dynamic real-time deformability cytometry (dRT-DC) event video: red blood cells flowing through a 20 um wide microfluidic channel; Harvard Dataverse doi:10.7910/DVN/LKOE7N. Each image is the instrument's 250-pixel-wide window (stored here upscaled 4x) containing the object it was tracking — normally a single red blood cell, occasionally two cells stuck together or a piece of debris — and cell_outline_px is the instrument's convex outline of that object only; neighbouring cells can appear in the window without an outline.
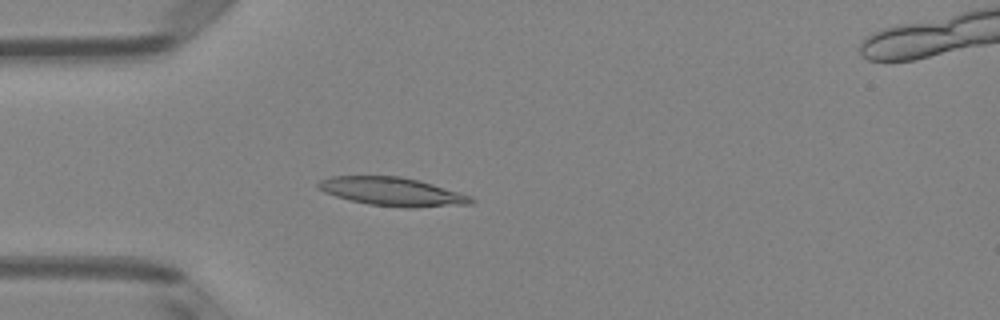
{"species": "Egyptian fruit bat (a non-hibernating species)", "species_latin": "Rousettus aegyptiacus", "temperature_condition": "room temperature", "stored_images_in_passage": 50, "camera_frame_rate_fps": 3000, "um_per_image_px": 0.085, "animal": {"sex": "female"}, "frame": {"image": 1, "passage_image": 14, "time_ms": 4.333, "image_size_px": [1000, 320], "cell_outline_px": [[476, 200], [472, 204], [412, 208], [408, 208], [368, 204], [348, 200], [324, 192], [316, 188], [316, 184], [320, 180], [332, 176], [400, 176], [420, 180], [460, 192], [472, 196]], "centroid_in_image_um": [33.36, 16.29], "position_along_channel_um": 51.6, "area_um2": 25.66}}
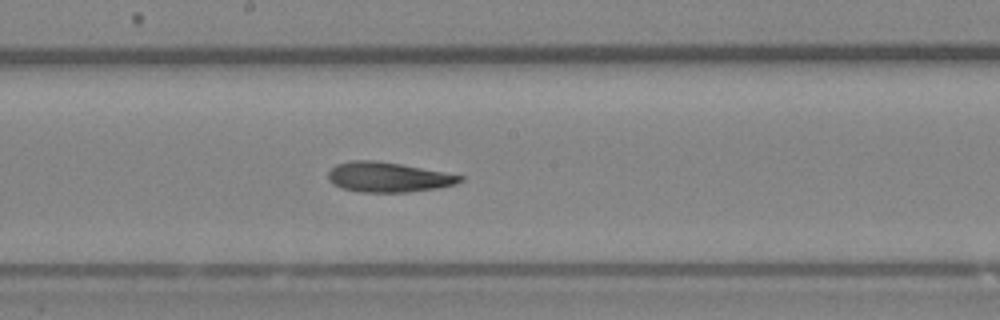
{"frame": {"image": 2, "passage_image": 27, "time_ms": 8.667, "image_size_px": [1000, 320], "cell_outline_px": [[464, 180], [456, 184], [436, 188], [408, 192], [360, 192], [340, 188], [332, 184], [328, 180], [328, 172], [336, 164], [352, 160], [372, 160], [400, 164], [444, 172], [464, 176]], "centroid_in_image_um": [32.96, 15.06], "position_along_channel_um": 215.2, "area_um2": 23.0}}
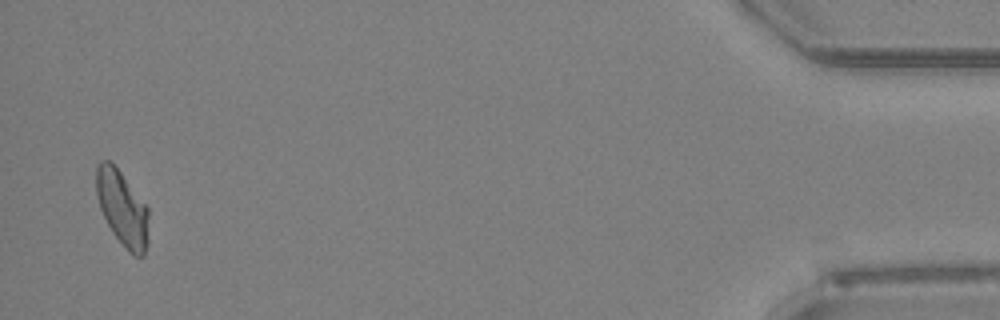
{"frame": {"image": 3, "passage_image": 49, "time_ms": 16.0, "image_size_px": [1000, 320], "cell_outline_px": [[148, 244], [144, 256], [132, 256], [112, 232], [100, 208], [96, 196], [96, 164], [100, 160], [112, 160], [148, 208]], "centroid_in_image_um": [10.39, 17.68], "position_along_channel_um": 424.8, "area_um2": 23.18}, "authors_computed_cell_mechanics": {"area_um2": 23.7847, "velocity_mm_per_s": 4.0152, "shape_relaxation_time_tau1_ms": 11.0026, "shape_relaxation_time_tau2_ms": 4.3367, "deformation_change_tau1": 0.242, "deformation_change_tau2": 0.1362}}